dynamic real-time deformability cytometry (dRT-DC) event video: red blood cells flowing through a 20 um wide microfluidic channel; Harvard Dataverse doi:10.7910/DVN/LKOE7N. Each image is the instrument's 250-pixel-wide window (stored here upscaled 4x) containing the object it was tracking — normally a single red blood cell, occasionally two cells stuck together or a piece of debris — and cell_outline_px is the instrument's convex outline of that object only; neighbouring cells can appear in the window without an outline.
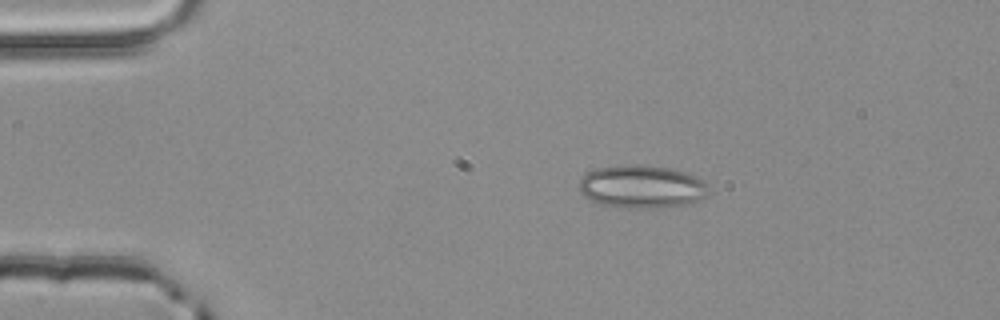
{"species": "common noctule bat (a hibernating species)", "species_latin": "Nyctalus noctula", "temperature_condition": "room temperature", "stored_images_in_passage": 4, "camera_frame_rate_fps": 3000, "um_per_image_px": 0.085, "animal": {"sex": "male", "body_mass_g": 20.4}, "frame": {"image": 1, "passage_image": 2, "time_ms": 0.333, "image_size_px": [1000, 320], "cell_outline_px": [[708, 188], [704, 196], [692, 204], [652, 208], [620, 208], [588, 200], [580, 192], [580, 180], [588, 172], [596, 168], [624, 164], [640, 164], [672, 168], [688, 172], [708, 184]], "centroid_in_image_um": [54.55, 15.86], "position_along_channel_um": 30.4, "area_um2": 32.71}}